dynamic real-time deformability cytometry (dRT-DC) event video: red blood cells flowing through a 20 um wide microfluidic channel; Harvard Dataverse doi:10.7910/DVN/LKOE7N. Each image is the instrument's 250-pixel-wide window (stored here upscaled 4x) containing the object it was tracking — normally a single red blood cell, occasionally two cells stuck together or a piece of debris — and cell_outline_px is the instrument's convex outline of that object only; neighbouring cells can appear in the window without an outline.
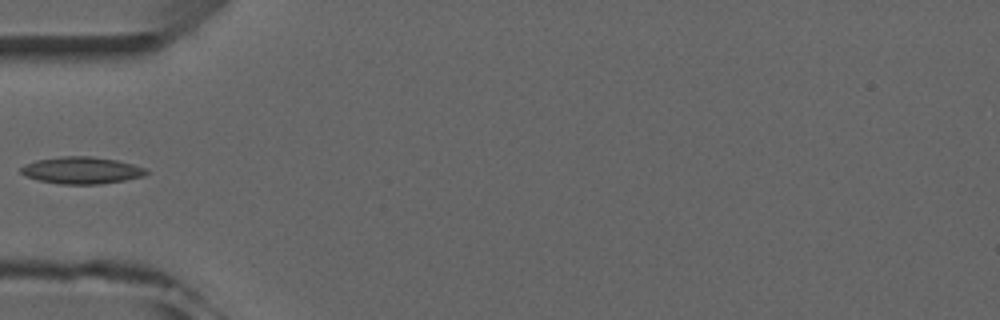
{"species": "common noctule bat (a hibernating species)", "species_latin": "Nyctalus noctula", "temperature_condition": "room temperature", "stored_images_in_passage": 5, "camera_frame_rate_fps": 3000, "um_per_image_px": 0.085, "animal": {"sex": "male", "forearm_length_mm": 52.5}, "frame": {"image": 1, "passage_image": 5, "time_ms": 4.667, "image_size_px": [1000, 320], "cell_outline_px": [[148, 172], [144, 176], [124, 180], [100, 184], [60, 184], [40, 180], [28, 176], [20, 172], [20, 168], [24, 164], [36, 160], [60, 156], [92, 156], [116, 160], [132, 164], [144, 168]], "centroid_in_image_um": [6.92, 14.47], "position_along_channel_um": 78.1, "area_um2": 19.54}}